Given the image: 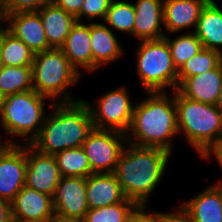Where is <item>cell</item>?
I'll use <instances>...</instances> for the list:
<instances>
[{
	"mask_svg": "<svg viewBox=\"0 0 222 222\" xmlns=\"http://www.w3.org/2000/svg\"><path fill=\"white\" fill-rule=\"evenodd\" d=\"M146 94L147 97L134 106L130 127L125 133L127 143L163 148L173 153L174 137L179 135L174 91L172 94L145 92Z\"/></svg>",
	"mask_w": 222,
	"mask_h": 222,
	"instance_id": "obj_1",
	"label": "cell"
},
{
	"mask_svg": "<svg viewBox=\"0 0 222 222\" xmlns=\"http://www.w3.org/2000/svg\"><path fill=\"white\" fill-rule=\"evenodd\" d=\"M171 156L163 148L127 143L113 172L127 199L148 206L151 193L166 174Z\"/></svg>",
	"mask_w": 222,
	"mask_h": 222,
	"instance_id": "obj_2",
	"label": "cell"
},
{
	"mask_svg": "<svg viewBox=\"0 0 222 222\" xmlns=\"http://www.w3.org/2000/svg\"><path fill=\"white\" fill-rule=\"evenodd\" d=\"M48 104L51 111L30 145L47 155L81 147L94 128L88 106L82 99L60 103L51 101Z\"/></svg>",
	"mask_w": 222,
	"mask_h": 222,
	"instance_id": "obj_3",
	"label": "cell"
},
{
	"mask_svg": "<svg viewBox=\"0 0 222 222\" xmlns=\"http://www.w3.org/2000/svg\"><path fill=\"white\" fill-rule=\"evenodd\" d=\"M46 100L51 101L34 89L4 97L0 127L14 144H31L39 135L47 115Z\"/></svg>",
	"mask_w": 222,
	"mask_h": 222,
	"instance_id": "obj_4",
	"label": "cell"
},
{
	"mask_svg": "<svg viewBox=\"0 0 222 222\" xmlns=\"http://www.w3.org/2000/svg\"><path fill=\"white\" fill-rule=\"evenodd\" d=\"M174 99L178 134L200 156L222 136V113L215 105L190 100L177 90Z\"/></svg>",
	"mask_w": 222,
	"mask_h": 222,
	"instance_id": "obj_5",
	"label": "cell"
},
{
	"mask_svg": "<svg viewBox=\"0 0 222 222\" xmlns=\"http://www.w3.org/2000/svg\"><path fill=\"white\" fill-rule=\"evenodd\" d=\"M31 67L33 89L38 94L50 98L54 103L81 100L71 95L69 89L78 85L82 75L71 65L60 48L35 53Z\"/></svg>",
	"mask_w": 222,
	"mask_h": 222,
	"instance_id": "obj_6",
	"label": "cell"
},
{
	"mask_svg": "<svg viewBox=\"0 0 222 222\" xmlns=\"http://www.w3.org/2000/svg\"><path fill=\"white\" fill-rule=\"evenodd\" d=\"M135 49L136 73L144 92H168L178 87L175 68L167 41L141 40Z\"/></svg>",
	"mask_w": 222,
	"mask_h": 222,
	"instance_id": "obj_7",
	"label": "cell"
},
{
	"mask_svg": "<svg viewBox=\"0 0 222 222\" xmlns=\"http://www.w3.org/2000/svg\"><path fill=\"white\" fill-rule=\"evenodd\" d=\"M128 91L127 87L122 85L101 94L102 96L94 103L82 99L89 108L95 129L116 130L123 133L128 131L135 106Z\"/></svg>",
	"mask_w": 222,
	"mask_h": 222,
	"instance_id": "obj_8",
	"label": "cell"
},
{
	"mask_svg": "<svg viewBox=\"0 0 222 222\" xmlns=\"http://www.w3.org/2000/svg\"><path fill=\"white\" fill-rule=\"evenodd\" d=\"M126 144L123 132L93 128L82 148L93 173H113Z\"/></svg>",
	"mask_w": 222,
	"mask_h": 222,
	"instance_id": "obj_9",
	"label": "cell"
},
{
	"mask_svg": "<svg viewBox=\"0 0 222 222\" xmlns=\"http://www.w3.org/2000/svg\"><path fill=\"white\" fill-rule=\"evenodd\" d=\"M26 160L25 186L53 197L62 178L55 156L42 154L26 144Z\"/></svg>",
	"mask_w": 222,
	"mask_h": 222,
	"instance_id": "obj_10",
	"label": "cell"
},
{
	"mask_svg": "<svg viewBox=\"0 0 222 222\" xmlns=\"http://www.w3.org/2000/svg\"><path fill=\"white\" fill-rule=\"evenodd\" d=\"M52 198L54 213L83 220L89 210L86 198V178L62 177Z\"/></svg>",
	"mask_w": 222,
	"mask_h": 222,
	"instance_id": "obj_11",
	"label": "cell"
},
{
	"mask_svg": "<svg viewBox=\"0 0 222 222\" xmlns=\"http://www.w3.org/2000/svg\"><path fill=\"white\" fill-rule=\"evenodd\" d=\"M26 167V144H15L0 157L1 199L11 203L25 186Z\"/></svg>",
	"mask_w": 222,
	"mask_h": 222,
	"instance_id": "obj_12",
	"label": "cell"
},
{
	"mask_svg": "<svg viewBox=\"0 0 222 222\" xmlns=\"http://www.w3.org/2000/svg\"><path fill=\"white\" fill-rule=\"evenodd\" d=\"M6 29L24 42L34 53L51 49L46 39L42 19L37 11L4 15Z\"/></svg>",
	"mask_w": 222,
	"mask_h": 222,
	"instance_id": "obj_13",
	"label": "cell"
},
{
	"mask_svg": "<svg viewBox=\"0 0 222 222\" xmlns=\"http://www.w3.org/2000/svg\"><path fill=\"white\" fill-rule=\"evenodd\" d=\"M11 210L13 220L48 222L54 214L53 198L24 186L11 202Z\"/></svg>",
	"mask_w": 222,
	"mask_h": 222,
	"instance_id": "obj_14",
	"label": "cell"
},
{
	"mask_svg": "<svg viewBox=\"0 0 222 222\" xmlns=\"http://www.w3.org/2000/svg\"><path fill=\"white\" fill-rule=\"evenodd\" d=\"M210 0H164L163 25L165 35L177 34L183 29L194 32L203 8ZM194 28V29H193Z\"/></svg>",
	"mask_w": 222,
	"mask_h": 222,
	"instance_id": "obj_15",
	"label": "cell"
},
{
	"mask_svg": "<svg viewBox=\"0 0 222 222\" xmlns=\"http://www.w3.org/2000/svg\"><path fill=\"white\" fill-rule=\"evenodd\" d=\"M164 0H136L133 37L136 40H160L165 36L163 29Z\"/></svg>",
	"mask_w": 222,
	"mask_h": 222,
	"instance_id": "obj_16",
	"label": "cell"
},
{
	"mask_svg": "<svg viewBox=\"0 0 222 222\" xmlns=\"http://www.w3.org/2000/svg\"><path fill=\"white\" fill-rule=\"evenodd\" d=\"M92 72L121 59L124 49L115 32L103 22H90Z\"/></svg>",
	"mask_w": 222,
	"mask_h": 222,
	"instance_id": "obj_17",
	"label": "cell"
},
{
	"mask_svg": "<svg viewBox=\"0 0 222 222\" xmlns=\"http://www.w3.org/2000/svg\"><path fill=\"white\" fill-rule=\"evenodd\" d=\"M222 86V65L214 69L185 78L177 87V91L184 97L216 105Z\"/></svg>",
	"mask_w": 222,
	"mask_h": 222,
	"instance_id": "obj_18",
	"label": "cell"
},
{
	"mask_svg": "<svg viewBox=\"0 0 222 222\" xmlns=\"http://www.w3.org/2000/svg\"><path fill=\"white\" fill-rule=\"evenodd\" d=\"M90 38V22H76L60 47L71 65L82 75L92 72V50Z\"/></svg>",
	"mask_w": 222,
	"mask_h": 222,
	"instance_id": "obj_19",
	"label": "cell"
},
{
	"mask_svg": "<svg viewBox=\"0 0 222 222\" xmlns=\"http://www.w3.org/2000/svg\"><path fill=\"white\" fill-rule=\"evenodd\" d=\"M180 205L192 222H222V182L210 184Z\"/></svg>",
	"mask_w": 222,
	"mask_h": 222,
	"instance_id": "obj_20",
	"label": "cell"
},
{
	"mask_svg": "<svg viewBox=\"0 0 222 222\" xmlns=\"http://www.w3.org/2000/svg\"><path fill=\"white\" fill-rule=\"evenodd\" d=\"M89 208H103L127 199L114 173H94L86 177Z\"/></svg>",
	"mask_w": 222,
	"mask_h": 222,
	"instance_id": "obj_21",
	"label": "cell"
},
{
	"mask_svg": "<svg viewBox=\"0 0 222 222\" xmlns=\"http://www.w3.org/2000/svg\"><path fill=\"white\" fill-rule=\"evenodd\" d=\"M37 12L42 19L48 45L51 48H60L72 26L77 22L76 18L53 2L43 6Z\"/></svg>",
	"mask_w": 222,
	"mask_h": 222,
	"instance_id": "obj_22",
	"label": "cell"
},
{
	"mask_svg": "<svg viewBox=\"0 0 222 222\" xmlns=\"http://www.w3.org/2000/svg\"><path fill=\"white\" fill-rule=\"evenodd\" d=\"M194 33L203 48L222 54V9L215 0L203 8Z\"/></svg>",
	"mask_w": 222,
	"mask_h": 222,
	"instance_id": "obj_23",
	"label": "cell"
},
{
	"mask_svg": "<svg viewBox=\"0 0 222 222\" xmlns=\"http://www.w3.org/2000/svg\"><path fill=\"white\" fill-rule=\"evenodd\" d=\"M34 52L20 39L1 28V58L4 66H32Z\"/></svg>",
	"mask_w": 222,
	"mask_h": 222,
	"instance_id": "obj_24",
	"label": "cell"
},
{
	"mask_svg": "<svg viewBox=\"0 0 222 222\" xmlns=\"http://www.w3.org/2000/svg\"><path fill=\"white\" fill-rule=\"evenodd\" d=\"M32 89L31 66L0 67V93L3 97Z\"/></svg>",
	"mask_w": 222,
	"mask_h": 222,
	"instance_id": "obj_25",
	"label": "cell"
},
{
	"mask_svg": "<svg viewBox=\"0 0 222 222\" xmlns=\"http://www.w3.org/2000/svg\"><path fill=\"white\" fill-rule=\"evenodd\" d=\"M54 156L62 177L86 178L94 174L82 146L74 149H65Z\"/></svg>",
	"mask_w": 222,
	"mask_h": 222,
	"instance_id": "obj_26",
	"label": "cell"
},
{
	"mask_svg": "<svg viewBox=\"0 0 222 222\" xmlns=\"http://www.w3.org/2000/svg\"><path fill=\"white\" fill-rule=\"evenodd\" d=\"M135 8L132 2L113 0L104 18V24L113 31L133 37Z\"/></svg>",
	"mask_w": 222,
	"mask_h": 222,
	"instance_id": "obj_27",
	"label": "cell"
},
{
	"mask_svg": "<svg viewBox=\"0 0 222 222\" xmlns=\"http://www.w3.org/2000/svg\"><path fill=\"white\" fill-rule=\"evenodd\" d=\"M171 37L172 35L168 34L164 39L167 41L173 64L178 71L188 59L203 49V45L194 32H184L174 39Z\"/></svg>",
	"mask_w": 222,
	"mask_h": 222,
	"instance_id": "obj_28",
	"label": "cell"
},
{
	"mask_svg": "<svg viewBox=\"0 0 222 222\" xmlns=\"http://www.w3.org/2000/svg\"><path fill=\"white\" fill-rule=\"evenodd\" d=\"M221 63V54L203 48L188 59L177 71L178 85L187 77L195 76L216 68Z\"/></svg>",
	"mask_w": 222,
	"mask_h": 222,
	"instance_id": "obj_29",
	"label": "cell"
},
{
	"mask_svg": "<svg viewBox=\"0 0 222 222\" xmlns=\"http://www.w3.org/2000/svg\"><path fill=\"white\" fill-rule=\"evenodd\" d=\"M138 205L129 199L103 208H89L82 222H126Z\"/></svg>",
	"mask_w": 222,
	"mask_h": 222,
	"instance_id": "obj_30",
	"label": "cell"
},
{
	"mask_svg": "<svg viewBox=\"0 0 222 222\" xmlns=\"http://www.w3.org/2000/svg\"><path fill=\"white\" fill-rule=\"evenodd\" d=\"M113 0H84L80 14L76 17V21L96 22L95 19H101L103 22L108 8Z\"/></svg>",
	"mask_w": 222,
	"mask_h": 222,
	"instance_id": "obj_31",
	"label": "cell"
},
{
	"mask_svg": "<svg viewBox=\"0 0 222 222\" xmlns=\"http://www.w3.org/2000/svg\"><path fill=\"white\" fill-rule=\"evenodd\" d=\"M51 2L52 0H0L3 15L38 11Z\"/></svg>",
	"mask_w": 222,
	"mask_h": 222,
	"instance_id": "obj_32",
	"label": "cell"
},
{
	"mask_svg": "<svg viewBox=\"0 0 222 222\" xmlns=\"http://www.w3.org/2000/svg\"><path fill=\"white\" fill-rule=\"evenodd\" d=\"M147 207V205H138L129 215L126 222H162L161 212L150 211Z\"/></svg>",
	"mask_w": 222,
	"mask_h": 222,
	"instance_id": "obj_33",
	"label": "cell"
},
{
	"mask_svg": "<svg viewBox=\"0 0 222 222\" xmlns=\"http://www.w3.org/2000/svg\"><path fill=\"white\" fill-rule=\"evenodd\" d=\"M199 158L202 160H210L211 162L214 159L222 171V136L213 142L202 154H200ZM217 182H222V178Z\"/></svg>",
	"mask_w": 222,
	"mask_h": 222,
	"instance_id": "obj_34",
	"label": "cell"
},
{
	"mask_svg": "<svg viewBox=\"0 0 222 222\" xmlns=\"http://www.w3.org/2000/svg\"><path fill=\"white\" fill-rule=\"evenodd\" d=\"M176 209L168 212L161 211L162 222H192L190 215L179 204Z\"/></svg>",
	"mask_w": 222,
	"mask_h": 222,
	"instance_id": "obj_35",
	"label": "cell"
},
{
	"mask_svg": "<svg viewBox=\"0 0 222 222\" xmlns=\"http://www.w3.org/2000/svg\"><path fill=\"white\" fill-rule=\"evenodd\" d=\"M52 2L76 18L80 14L84 0H52Z\"/></svg>",
	"mask_w": 222,
	"mask_h": 222,
	"instance_id": "obj_36",
	"label": "cell"
},
{
	"mask_svg": "<svg viewBox=\"0 0 222 222\" xmlns=\"http://www.w3.org/2000/svg\"><path fill=\"white\" fill-rule=\"evenodd\" d=\"M11 203L0 198V222H12Z\"/></svg>",
	"mask_w": 222,
	"mask_h": 222,
	"instance_id": "obj_37",
	"label": "cell"
},
{
	"mask_svg": "<svg viewBox=\"0 0 222 222\" xmlns=\"http://www.w3.org/2000/svg\"><path fill=\"white\" fill-rule=\"evenodd\" d=\"M4 136L0 133V157L3 156L10 148H12L15 144L6 136L3 140ZM7 138V140H6Z\"/></svg>",
	"mask_w": 222,
	"mask_h": 222,
	"instance_id": "obj_38",
	"label": "cell"
},
{
	"mask_svg": "<svg viewBox=\"0 0 222 222\" xmlns=\"http://www.w3.org/2000/svg\"><path fill=\"white\" fill-rule=\"evenodd\" d=\"M48 222H82V220L61 216L54 213L53 216L48 220Z\"/></svg>",
	"mask_w": 222,
	"mask_h": 222,
	"instance_id": "obj_39",
	"label": "cell"
},
{
	"mask_svg": "<svg viewBox=\"0 0 222 222\" xmlns=\"http://www.w3.org/2000/svg\"><path fill=\"white\" fill-rule=\"evenodd\" d=\"M215 106L222 113V86H221V89H220V92H219V97H218V100H217V103H216Z\"/></svg>",
	"mask_w": 222,
	"mask_h": 222,
	"instance_id": "obj_40",
	"label": "cell"
},
{
	"mask_svg": "<svg viewBox=\"0 0 222 222\" xmlns=\"http://www.w3.org/2000/svg\"><path fill=\"white\" fill-rule=\"evenodd\" d=\"M4 15L2 13V7H1V3H0V29L4 26Z\"/></svg>",
	"mask_w": 222,
	"mask_h": 222,
	"instance_id": "obj_41",
	"label": "cell"
},
{
	"mask_svg": "<svg viewBox=\"0 0 222 222\" xmlns=\"http://www.w3.org/2000/svg\"><path fill=\"white\" fill-rule=\"evenodd\" d=\"M3 66L1 58V29H0V67Z\"/></svg>",
	"mask_w": 222,
	"mask_h": 222,
	"instance_id": "obj_42",
	"label": "cell"
},
{
	"mask_svg": "<svg viewBox=\"0 0 222 222\" xmlns=\"http://www.w3.org/2000/svg\"><path fill=\"white\" fill-rule=\"evenodd\" d=\"M3 100H4V97H3V95L0 93V113H1V109H2Z\"/></svg>",
	"mask_w": 222,
	"mask_h": 222,
	"instance_id": "obj_43",
	"label": "cell"
},
{
	"mask_svg": "<svg viewBox=\"0 0 222 222\" xmlns=\"http://www.w3.org/2000/svg\"><path fill=\"white\" fill-rule=\"evenodd\" d=\"M12 222H35V221H19V220H12Z\"/></svg>",
	"mask_w": 222,
	"mask_h": 222,
	"instance_id": "obj_44",
	"label": "cell"
}]
</instances>
